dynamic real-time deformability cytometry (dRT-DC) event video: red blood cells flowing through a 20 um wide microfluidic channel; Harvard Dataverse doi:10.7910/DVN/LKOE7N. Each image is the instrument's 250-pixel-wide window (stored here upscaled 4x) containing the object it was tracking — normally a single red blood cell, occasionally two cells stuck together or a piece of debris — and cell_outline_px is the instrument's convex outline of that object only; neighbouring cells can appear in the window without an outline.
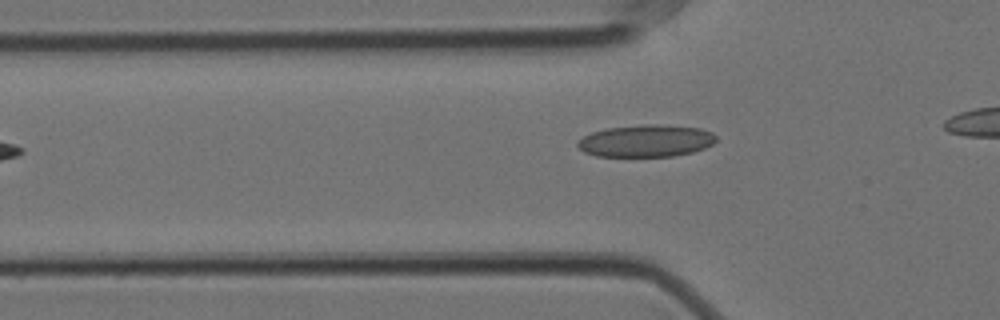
{"species": "Egyptian fruit bat (a non-hibernating species)", "species_latin": "Rousettus aegyptiacus", "temperature_condition": "cold", "stored_images_in_passage": 32, "camera_frame_rate_fps": 3000, "um_per_image_px": 0.085, "animal": {"sex": "female"}, "frame": {"image": 1, "passage_image": 4, "time_ms": 1.0, "image_size_px": [1000, 320], "cell_outline_px": [[716, 140], [712, 144], [704, 148], [692, 152], [672, 156], [596, 156], [584, 152], [576, 144], [584, 136], [592, 132], [604, 128], [644, 124], [660, 124], [700, 128], [712, 132], [716, 136]], "centroid_in_image_um": [54.91, 11.96], "position_along_channel_um": 70.9, "area_um2": 25.95}}
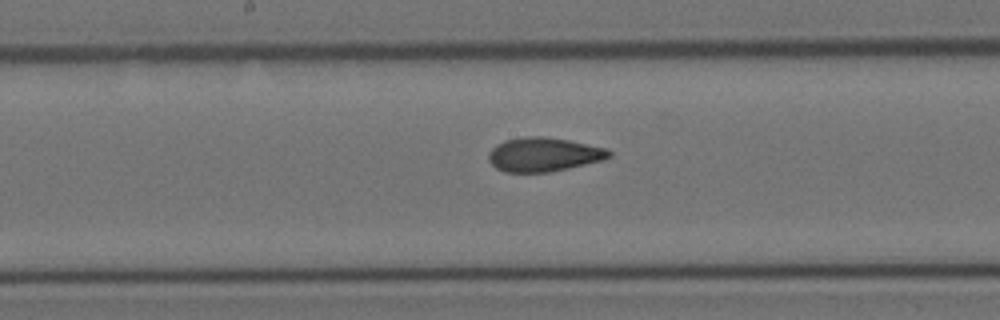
{"frame": {"image": 2, "passage_image": 15, "time_ms": 4.667, "image_size_px": [1000, 320], "cell_outline_px": [[612, 156], [604, 160], [568, 168], [548, 172], [504, 172], [496, 168], [488, 160], [488, 152], [496, 144], [504, 140], [524, 136], [544, 136], [568, 140], [608, 148], [612, 152]], "centroid_in_image_um": [46.21, 13.12], "position_along_channel_um": 202.0, "area_um2": 24.1}}
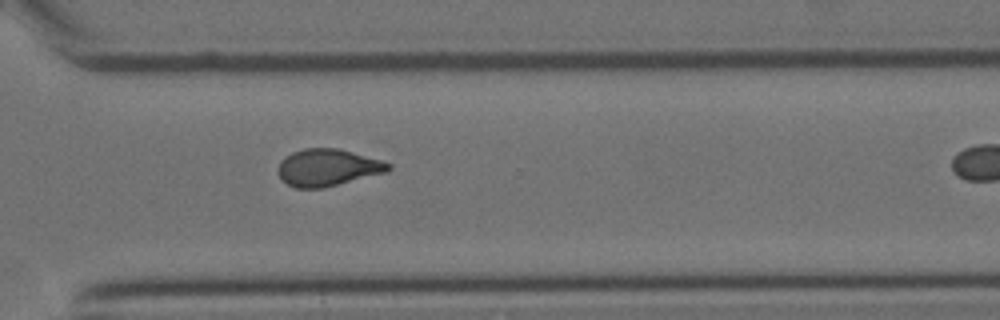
{"frame": {"image": 3, "passage_image": 27, "time_ms": 8.667, "image_size_px": [1000, 320], "cell_outline_px": [[392, 168], [388, 172], [324, 188], [296, 188], [288, 184], [280, 176], [280, 160], [292, 152], [304, 148], [336, 148], [352, 152], [380, 160], [392, 164]], "centroid_in_image_um": [27.89, 14.24], "position_along_channel_um": 342.7, "area_um2": 23.64}}